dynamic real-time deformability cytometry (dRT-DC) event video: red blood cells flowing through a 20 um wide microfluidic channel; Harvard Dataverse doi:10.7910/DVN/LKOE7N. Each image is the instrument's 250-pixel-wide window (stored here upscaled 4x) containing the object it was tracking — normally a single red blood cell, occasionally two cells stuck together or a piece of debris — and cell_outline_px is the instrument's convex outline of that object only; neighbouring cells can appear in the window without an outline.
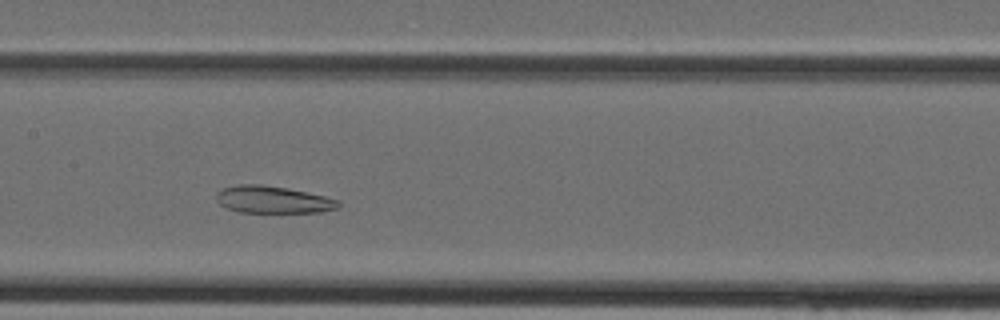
{"species": "Egyptian fruit bat (a non-hibernating species)", "species_latin": "Rousettus aegyptiacus", "temperature_condition": "cold", "stored_images_in_passage": 33, "camera_frame_rate_fps": 3000, "um_per_image_px": 0.085, "animal": {"sex": "female"}, "frame": {"image": 1, "passage_image": 12, "time_ms": 3.667, "image_size_px": [1000, 320], "cell_outline_px": [[340, 208], [320, 212], [240, 212], [224, 208], [216, 200], [216, 192], [220, 188], [236, 184], [260, 184], [288, 188], [324, 196], [340, 200]], "centroid_in_image_um": [23.16, 16.96], "position_along_channel_um": 184.2, "area_um2": 19.59}}
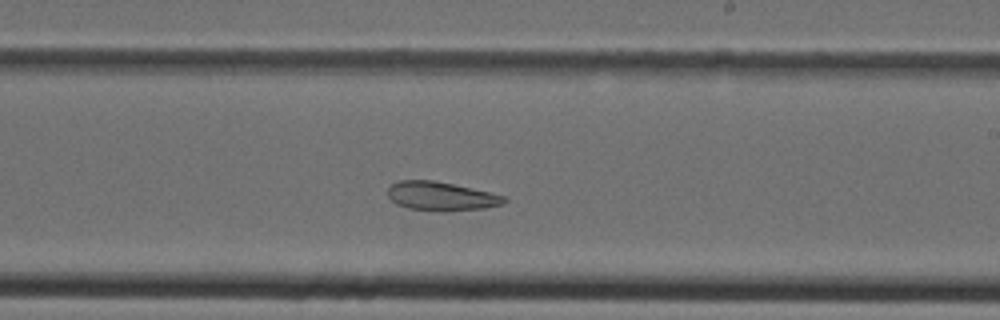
{"frame": {"image": 2, "passage_image": 16, "time_ms": 5.0, "image_size_px": [1000, 320], "cell_outline_px": [[508, 200], [504, 204], [484, 208], [444, 212], [408, 208], [396, 204], [388, 196], [388, 188], [392, 184], [400, 180], [432, 180], [452, 184], [488, 192], [504, 196]], "centroid_in_image_um": [37.49, 16.69], "position_along_channel_um": 251.5, "area_um2": 19.48}}
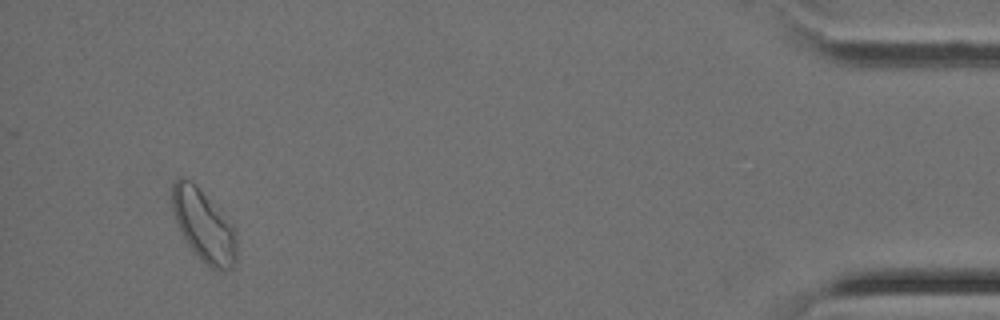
{"frame": {"image": 3, "passage_image": 30, "time_ms": 9.667, "image_size_px": [1000, 320], "cell_outline_px": [[236, 260], [232, 268], [228, 272], [220, 272], [212, 268], [188, 244], [176, 220], [172, 208], [172, 184], [180, 176], [184, 176], [196, 184], [200, 188], [232, 224], [236, 232]], "centroid_in_image_um": [17.34, 19.16], "position_along_channel_um": 417.9, "area_um2": 26.76}}